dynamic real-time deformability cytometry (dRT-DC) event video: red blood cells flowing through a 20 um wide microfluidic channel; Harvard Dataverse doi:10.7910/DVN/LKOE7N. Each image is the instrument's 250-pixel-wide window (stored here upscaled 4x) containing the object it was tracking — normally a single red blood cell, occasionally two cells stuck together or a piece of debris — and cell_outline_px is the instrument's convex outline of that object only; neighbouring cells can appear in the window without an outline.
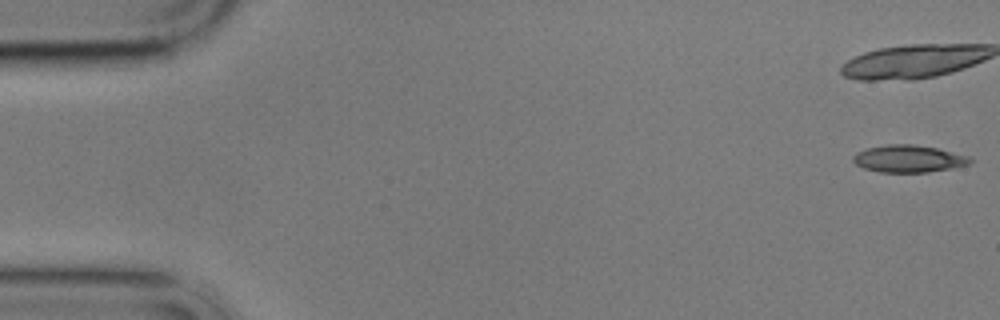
{"species": "common noctule bat (a hibernating species)", "species_latin": "Nyctalus noctula", "temperature_condition": "cold", "stored_images_in_passage": 7, "camera_frame_rate_fps": 3000, "um_per_image_px": 0.085, "animal": {"sex": "male", "body_mass_g": 17.9}, "frame": {"image": 1, "passage_image": 1, "time_ms": 0.0, "image_size_px": [1000, 320], "cell_outline_px": [[972, 160], [968, 164], [952, 168], [928, 172], [880, 172], [864, 168], [856, 164], [852, 160], [852, 156], [856, 152], [868, 148], [888, 144], [912, 144], [936, 148], [968, 156]], "centroid_in_image_um": [77.19, 13.49], "position_along_channel_um": 7.8, "area_um2": 18.38}}